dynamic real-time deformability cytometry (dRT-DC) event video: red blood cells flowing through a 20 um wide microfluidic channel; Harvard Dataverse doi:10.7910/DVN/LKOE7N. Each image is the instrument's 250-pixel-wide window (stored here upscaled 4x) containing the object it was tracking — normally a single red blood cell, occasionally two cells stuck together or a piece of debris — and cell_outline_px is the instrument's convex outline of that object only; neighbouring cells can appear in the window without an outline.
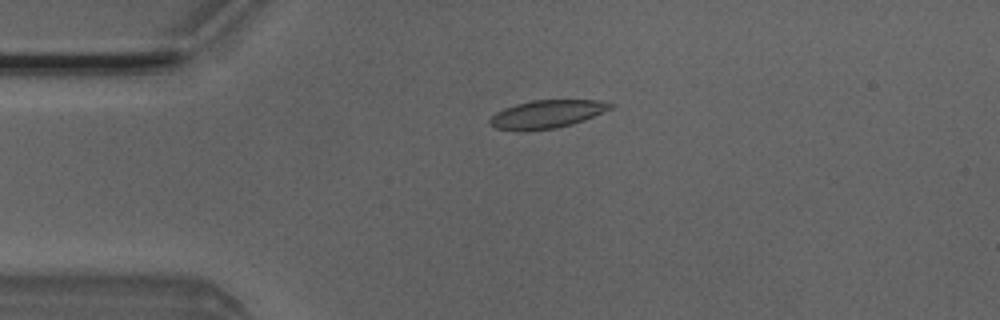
{"species": "Egyptian fruit bat (a non-hibernating species)", "species_latin": "Rousettus aegyptiacus", "temperature_condition": "room temperature", "stored_images_in_passage": 8, "camera_frame_rate_fps": 3000, "um_per_image_px": 0.085, "animal": {"sex": "male"}, "frame": {"image": 1, "passage_image": 4, "time_ms": 1.0, "image_size_px": [1000, 320], "cell_outline_px": [[616, 104], [612, 108], [584, 120], [572, 124], [556, 128], [496, 128], [488, 124], [488, 120], [496, 112], [504, 108], [516, 104], [532, 100], [600, 100]], "centroid_in_image_um": [46.55, 9.65], "position_along_channel_um": 38.5, "area_um2": 19.07}}